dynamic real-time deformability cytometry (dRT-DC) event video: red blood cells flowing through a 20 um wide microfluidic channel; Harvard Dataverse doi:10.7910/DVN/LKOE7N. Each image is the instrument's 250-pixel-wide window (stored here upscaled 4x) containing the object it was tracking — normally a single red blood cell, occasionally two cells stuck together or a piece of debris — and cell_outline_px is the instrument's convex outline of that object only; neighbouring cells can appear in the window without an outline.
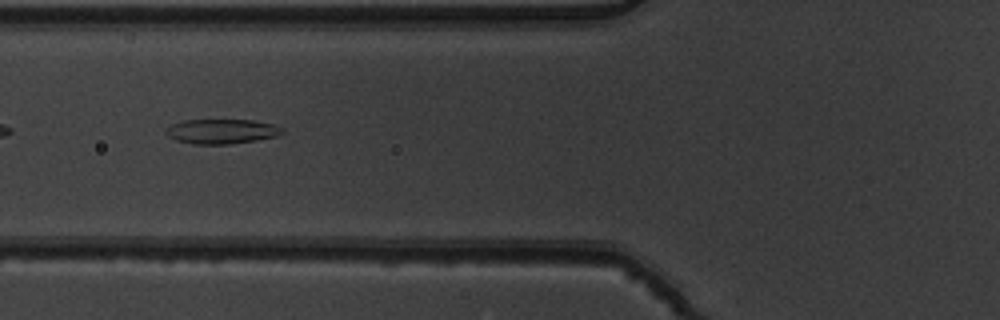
{"species": "common noctule bat (a hibernating species)", "species_latin": "Nyctalus noctula", "temperature_condition": "warm", "stored_images_in_passage": 4, "camera_frame_rate_fps": 3000, "um_per_image_px": 0.085, "animal": {"sex": "male", "body_mass_g": 19.5, "forearm_length_mm": 54.6}, "frame": {"image": 1, "passage_image": 2, "time_ms": 0.333, "image_size_px": [1000, 320], "cell_outline_px": [[284, 132], [276, 136], [256, 140], [228, 144], [192, 144], [176, 140], [168, 136], [164, 132], [172, 124], [184, 120], [252, 120], [272, 124], [284, 128]], "centroid_in_image_um": [18.84, 11.17], "position_along_channel_um": 107.0, "area_um2": 16.65}}
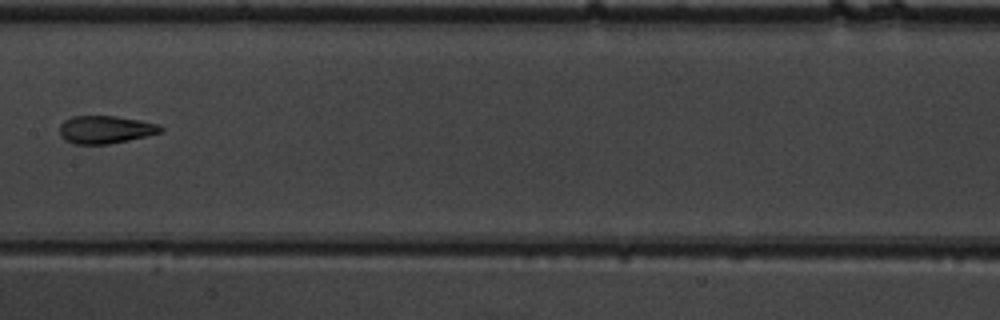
{"frame": {"image": 2, "passage_image": 4, "time_ms": 1.0, "image_size_px": [1000, 320], "cell_outline_px": [[164, 128], [160, 132], [148, 136], [108, 144], [76, 144], [64, 140], [60, 136], [60, 124], [64, 120], [72, 116], [116, 116], [140, 120], [160, 124]], "centroid_in_image_um": [8.96, 11.01], "position_along_channel_um": 198.4, "area_um2": 16.47}}